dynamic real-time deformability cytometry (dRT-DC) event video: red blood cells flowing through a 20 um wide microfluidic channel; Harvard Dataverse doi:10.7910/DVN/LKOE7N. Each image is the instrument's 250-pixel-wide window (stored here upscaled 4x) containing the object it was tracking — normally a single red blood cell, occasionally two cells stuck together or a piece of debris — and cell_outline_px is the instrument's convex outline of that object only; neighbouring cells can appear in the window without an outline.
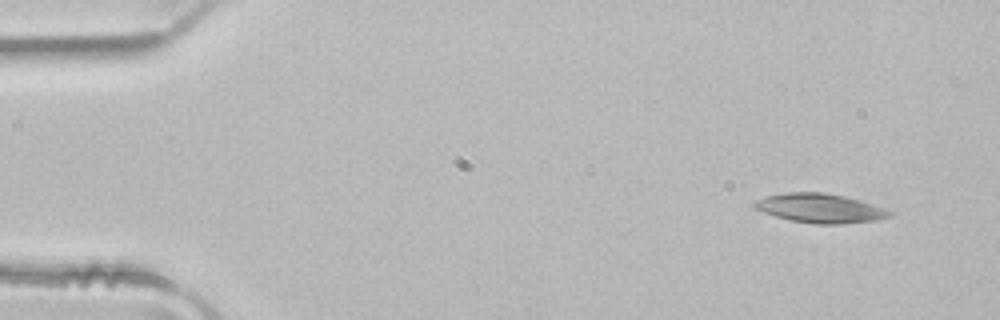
{"species": "common noctule bat (a hibernating species)", "species_latin": "Nyctalus noctula", "temperature_condition": "room temperature", "stored_images_in_passage": 4, "camera_frame_rate_fps": 3000, "um_per_image_px": 0.085, "animal": {"sex": "male", "body_mass_g": 21.5, "forearm_length_mm": 52.0}, "frame": {"image": 1, "passage_image": 1, "time_ms": 0.0, "image_size_px": [1000, 320], "cell_outline_px": [[892, 216], [876, 220], [840, 224], [816, 224], [788, 220], [752, 208], [752, 204], [756, 200], [764, 196], [788, 192], [824, 192], [844, 196], [860, 200], [884, 208], [892, 212]], "centroid_in_image_um": [69.67, 17.69], "position_along_channel_um": 15.3, "area_um2": 23.06}}
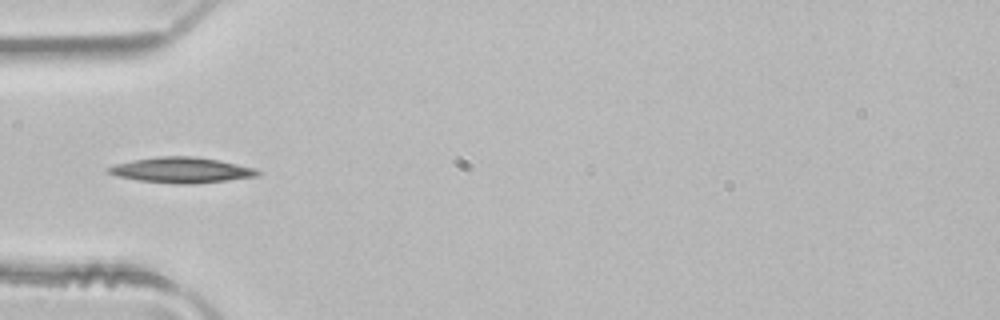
{"frame": {"image": 2, "passage_image": 4, "time_ms": 1.0, "image_size_px": [1000, 320], "cell_outline_px": [[260, 176], [228, 180], [192, 184], [172, 184], [136, 180], [116, 176], [104, 172], [104, 168], [116, 164], [132, 160], [156, 156], [192, 156], [220, 160], [256, 168], [260, 172]], "centroid_in_image_um": [15.38, 14.46], "position_along_channel_um": 69.6, "area_um2": 22.6}}